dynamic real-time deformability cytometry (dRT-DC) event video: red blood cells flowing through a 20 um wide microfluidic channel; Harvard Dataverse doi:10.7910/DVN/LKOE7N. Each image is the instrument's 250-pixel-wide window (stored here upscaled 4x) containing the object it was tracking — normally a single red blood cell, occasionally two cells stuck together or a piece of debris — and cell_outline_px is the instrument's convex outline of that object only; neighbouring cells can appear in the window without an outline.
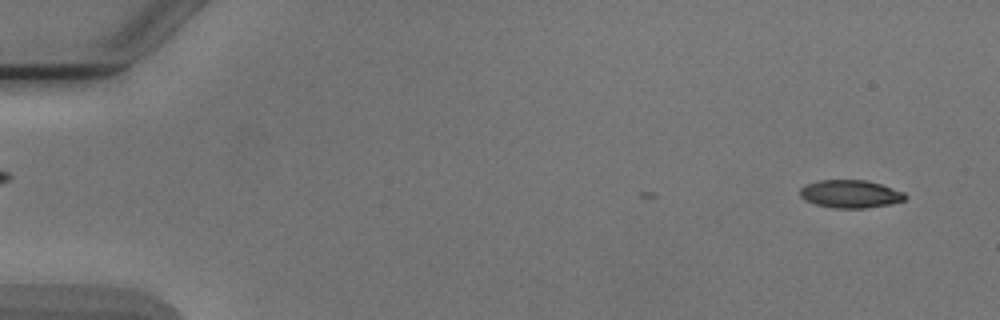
{"species": "Egyptian fruit bat (a non-hibernating species)", "species_latin": "Rousettus aegyptiacus", "temperature_condition": "cold", "stored_images_in_passage": 4, "camera_frame_rate_fps": 3000, "um_per_image_px": 0.085, "animal": {"sex": "male"}, "frame": {"image": 1, "passage_image": 4, "time_ms": 3.667, "image_size_px": [1000, 320], "cell_outline_px": [[908, 196], [904, 200], [888, 204], [864, 208], [836, 208], [816, 204], [804, 200], [800, 196], [800, 188], [808, 184], [820, 180], [868, 180], [904, 192]], "centroid_in_image_um": [72.28, 16.48], "position_along_channel_um": 12.7, "area_um2": 16.94}}